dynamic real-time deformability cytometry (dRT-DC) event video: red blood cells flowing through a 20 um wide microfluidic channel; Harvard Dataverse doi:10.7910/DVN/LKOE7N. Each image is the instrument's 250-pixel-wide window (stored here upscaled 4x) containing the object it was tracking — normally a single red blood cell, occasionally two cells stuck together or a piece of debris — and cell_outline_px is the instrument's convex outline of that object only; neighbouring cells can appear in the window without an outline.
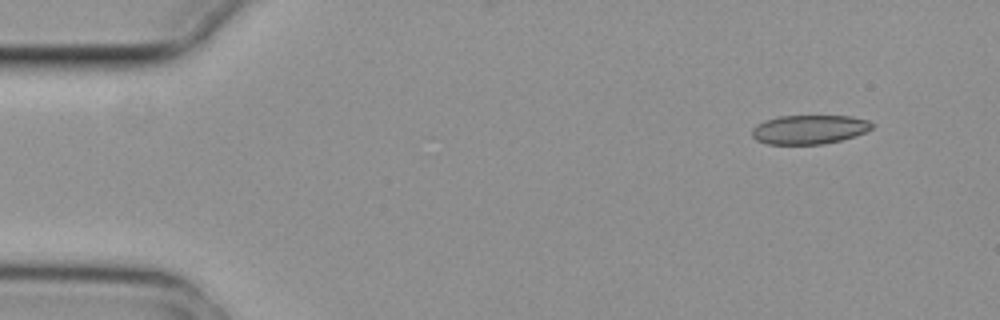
{"species": "common noctule bat (a hibernating species)", "species_latin": "Nyctalus noctula", "temperature_condition": "cold", "stored_images_in_passage": 5, "camera_frame_rate_fps": 3000, "um_per_image_px": 0.085, "animal": {"sex": "female", "body_mass_g": 29.2, "forearm_length_mm": 56.3}, "frame": {"image": 1, "passage_image": 1, "time_ms": 0.0, "image_size_px": [1000, 320], "cell_outline_px": [[872, 128], [864, 132], [840, 140], [824, 144], [768, 144], [756, 140], [752, 136], [752, 128], [756, 124], [764, 120], [780, 116], [852, 116], [868, 120], [872, 124]], "centroid_in_image_um": [68.74, 11.0], "position_along_channel_um": 16.3, "area_um2": 20.23}}
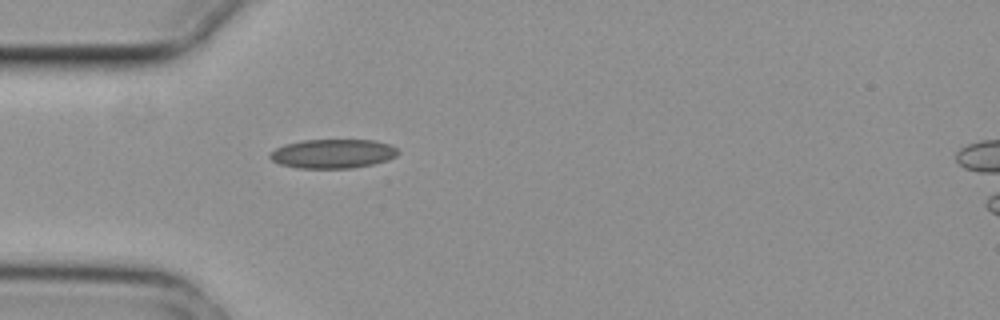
{"frame": {"image": 2, "passage_image": 4, "time_ms": 1.0, "image_size_px": [1000, 320], "cell_outline_px": [[400, 152], [396, 156], [388, 160], [372, 164], [352, 168], [300, 168], [280, 164], [272, 160], [268, 156], [276, 148], [284, 144], [304, 140], [376, 140], [388, 144], [396, 148]], "centroid_in_image_um": [28.31, 13.06], "position_along_channel_um": 56.7, "area_um2": 21.68}}